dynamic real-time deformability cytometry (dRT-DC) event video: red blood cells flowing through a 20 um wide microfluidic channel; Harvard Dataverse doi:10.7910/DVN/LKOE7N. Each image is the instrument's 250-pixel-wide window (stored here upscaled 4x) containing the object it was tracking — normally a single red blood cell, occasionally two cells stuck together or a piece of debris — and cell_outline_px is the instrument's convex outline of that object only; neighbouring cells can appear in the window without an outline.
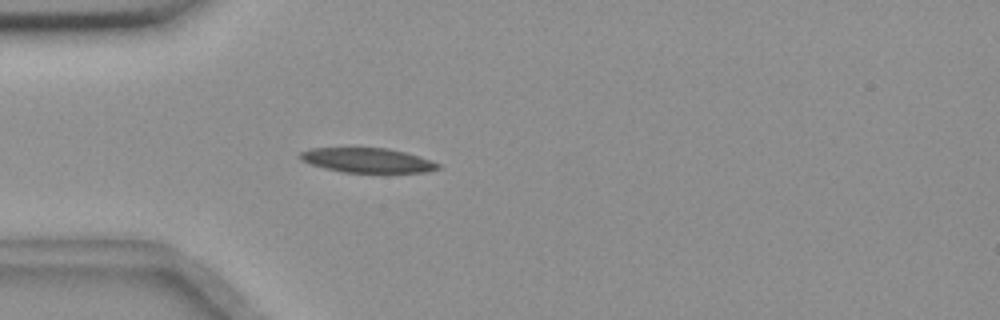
{"species": "common noctule bat (a hibernating species)", "species_latin": "Nyctalus noctula", "temperature_condition": "room temperature", "stored_images_in_passage": 3, "camera_frame_rate_fps": 3000, "um_per_image_px": 0.085, "animal": {"sex": "female", "body_mass_g": 18.4}, "frame": {"image": 1, "passage_image": 3, "time_ms": 2.333, "image_size_px": [1000, 320], "cell_outline_px": [[440, 168], [424, 172], [344, 172], [324, 168], [300, 160], [300, 152], [312, 148], [388, 148], [404, 152], [440, 164]], "centroid_in_image_um": [31.19, 13.62], "position_along_channel_um": 53.8, "area_um2": 19.36}}